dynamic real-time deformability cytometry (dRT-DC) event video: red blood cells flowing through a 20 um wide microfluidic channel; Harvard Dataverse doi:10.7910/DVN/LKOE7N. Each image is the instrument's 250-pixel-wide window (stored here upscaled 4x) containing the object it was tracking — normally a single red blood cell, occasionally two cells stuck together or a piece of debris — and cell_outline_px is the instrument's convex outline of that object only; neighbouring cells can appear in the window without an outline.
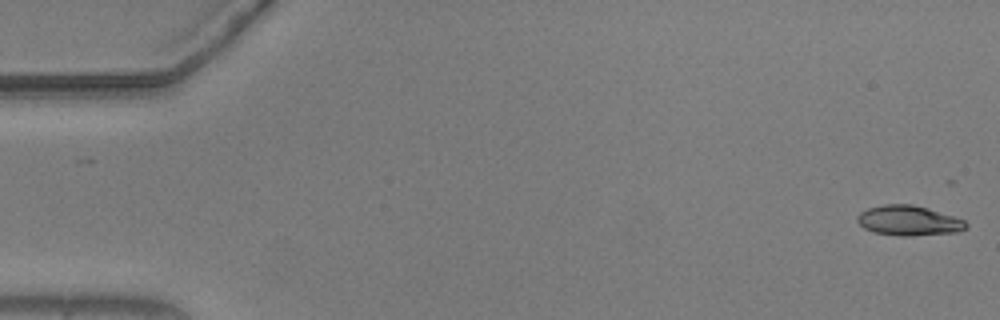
{"species": "common noctule bat (a hibernating species)", "species_latin": "Nyctalus noctula", "temperature_condition": "warm", "stored_images_in_passage": 18, "camera_frame_rate_fps": 3000, "um_per_image_px": 0.085, "animal": {"sex": "male", "body_mass_g": 20.5, "forearm_length_mm": 52.5}, "frame": {"image": 1, "passage_image": 1, "time_ms": 0.0, "image_size_px": [1000, 320], "cell_outline_px": [[968, 228], [960, 232], [912, 236], [900, 236], [872, 232], [864, 228], [856, 220], [856, 216], [860, 212], [868, 208], [884, 204], [912, 204], [928, 208], [964, 220], [968, 224]], "centroid_in_image_um": [77.24, 18.76], "position_along_channel_um": 7.8, "area_um2": 19.19}}
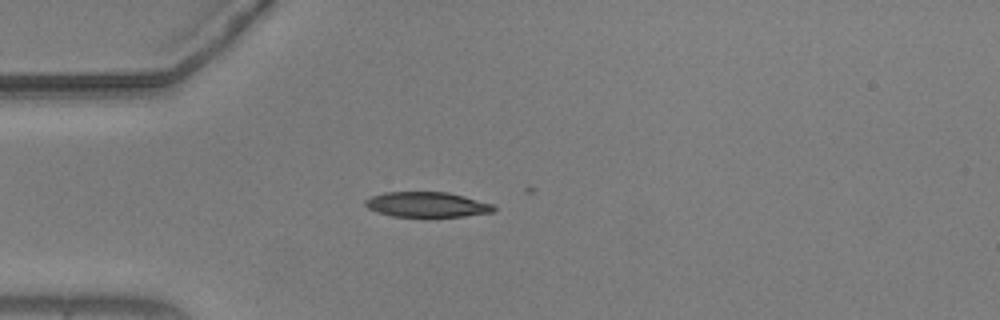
{"frame": {"image": 2, "passage_image": 15, "time_ms": 4.667, "image_size_px": [1000, 320], "cell_outline_px": [[496, 208], [492, 212], [464, 216], [428, 220], [392, 216], [376, 212], [368, 208], [364, 204], [364, 200], [372, 196], [384, 192], [448, 192], [464, 196], [492, 204]], "centroid_in_image_um": [36.26, 17.44], "position_along_channel_um": 48.7, "area_um2": 19.71}}